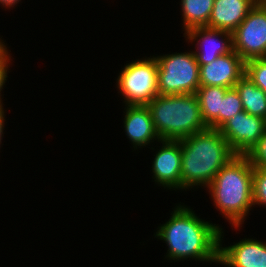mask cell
<instances>
[{"mask_svg": "<svg viewBox=\"0 0 266 267\" xmlns=\"http://www.w3.org/2000/svg\"><path fill=\"white\" fill-rule=\"evenodd\" d=\"M155 237L165 241L168 260L190 258L196 261L219 263L221 227L200 219L193 210L178 204L170 219L158 227Z\"/></svg>", "mask_w": 266, "mask_h": 267, "instance_id": "obj_1", "label": "cell"}, {"mask_svg": "<svg viewBox=\"0 0 266 267\" xmlns=\"http://www.w3.org/2000/svg\"><path fill=\"white\" fill-rule=\"evenodd\" d=\"M181 190L207 187L236 154L217 129L207 128L182 138Z\"/></svg>", "mask_w": 266, "mask_h": 267, "instance_id": "obj_2", "label": "cell"}, {"mask_svg": "<svg viewBox=\"0 0 266 267\" xmlns=\"http://www.w3.org/2000/svg\"><path fill=\"white\" fill-rule=\"evenodd\" d=\"M254 167L246 155H236L207 186L216 209L235 229L246 220L253 206Z\"/></svg>", "mask_w": 266, "mask_h": 267, "instance_id": "obj_3", "label": "cell"}, {"mask_svg": "<svg viewBox=\"0 0 266 267\" xmlns=\"http://www.w3.org/2000/svg\"><path fill=\"white\" fill-rule=\"evenodd\" d=\"M147 107L161 140H180L208 128L195 93L159 94Z\"/></svg>", "mask_w": 266, "mask_h": 267, "instance_id": "obj_4", "label": "cell"}, {"mask_svg": "<svg viewBox=\"0 0 266 267\" xmlns=\"http://www.w3.org/2000/svg\"><path fill=\"white\" fill-rule=\"evenodd\" d=\"M161 95L194 94L200 87L199 65L193 51L155 57Z\"/></svg>", "mask_w": 266, "mask_h": 267, "instance_id": "obj_5", "label": "cell"}, {"mask_svg": "<svg viewBox=\"0 0 266 267\" xmlns=\"http://www.w3.org/2000/svg\"><path fill=\"white\" fill-rule=\"evenodd\" d=\"M121 70L116 81L125 105H148L159 95L155 56L134 60Z\"/></svg>", "mask_w": 266, "mask_h": 267, "instance_id": "obj_6", "label": "cell"}, {"mask_svg": "<svg viewBox=\"0 0 266 267\" xmlns=\"http://www.w3.org/2000/svg\"><path fill=\"white\" fill-rule=\"evenodd\" d=\"M233 50L246 62L266 58V7L256 4L232 32Z\"/></svg>", "mask_w": 266, "mask_h": 267, "instance_id": "obj_7", "label": "cell"}, {"mask_svg": "<svg viewBox=\"0 0 266 267\" xmlns=\"http://www.w3.org/2000/svg\"><path fill=\"white\" fill-rule=\"evenodd\" d=\"M236 155H247L265 133L264 119L245 110L235 114L219 129Z\"/></svg>", "mask_w": 266, "mask_h": 267, "instance_id": "obj_8", "label": "cell"}, {"mask_svg": "<svg viewBox=\"0 0 266 267\" xmlns=\"http://www.w3.org/2000/svg\"><path fill=\"white\" fill-rule=\"evenodd\" d=\"M184 37L189 40L188 42L196 41L198 51L193 52L199 66L211 63L217 57L233 50L232 33L225 30L212 29L206 26L195 27L184 33Z\"/></svg>", "mask_w": 266, "mask_h": 267, "instance_id": "obj_9", "label": "cell"}, {"mask_svg": "<svg viewBox=\"0 0 266 267\" xmlns=\"http://www.w3.org/2000/svg\"><path fill=\"white\" fill-rule=\"evenodd\" d=\"M245 75V61L234 51L199 66L200 86L233 88Z\"/></svg>", "mask_w": 266, "mask_h": 267, "instance_id": "obj_10", "label": "cell"}, {"mask_svg": "<svg viewBox=\"0 0 266 267\" xmlns=\"http://www.w3.org/2000/svg\"><path fill=\"white\" fill-rule=\"evenodd\" d=\"M162 147L152 162L155 183L170 190L181 189L182 149L179 140H161Z\"/></svg>", "mask_w": 266, "mask_h": 267, "instance_id": "obj_11", "label": "cell"}, {"mask_svg": "<svg viewBox=\"0 0 266 267\" xmlns=\"http://www.w3.org/2000/svg\"><path fill=\"white\" fill-rule=\"evenodd\" d=\"M222 228L219 235V264L228 267H266V243L247 239L222 247Z\"/></svg>", "mask_w": 266, "mask_h": 267, "instance_id": "obj_12", "label": "cell"}, {"mask_svg": "<svg viewBox=\"0 0 266 267\" xmlns=\"http://www.w3.org/2000/svg\"><path fill=\"white\" fill-rule=\"evenodd\" d=\"M124 128L134 150L154 140L161 141L156 133L153 119L147 105H125Z\"/></svg>", "mask_w": 266, "mask_h": 267, "instance_id": "obj_13", "label": "cell"}, {"mask_svg": "<svg viewBox=\"0 0 266 267\" xmlns=\"http://www.w3.org/2000/svg\"><path fill=\"white\" fill-rule=\"evenodd\" d=\"M256 5V0H214L206 27L233 32Z\"/></svg>", "mask_w": 266, "mask_h": 267, "instance_id": "obj_14", "label": "cell"}, {"mask_svg": "<svg viewBox=\"0 0 266 267\" xmlns=\"http://www.w3.org/2000/svg\"><path fill=\"white\" fill-rule=\"evenodd\" d=\"M239 93L243 109L263 119L266 117V93L244 75L234 86Z\"/></svg>", "mask_w": 266, "mask_h": 267, "instance_id": "obj_15", "label": "cell"}, {"mask_svg": "<svg viewBox=\"0 0 266 267\" xmlns=\"http://www.w3.org/2000/svg\"><path fill=\"white\" fill-rule=\"evenodd\" d=\"M180 5L185 33L189 29L208 25L214 0H181Z\"/></svg>", "mask_w": 266, "mask_h": 267, "instance_id": "obj_16", "label": "cell"}, {"mask_svg": "<svg viewBox=\"0 0 266 267\" xmlns=\"http://www.w3.org/2000/svg\"><path fill=\"white\" fill-rule=\"evenodd\" d=\"M228 89L221 86H200L196 91L202 118L207 127L219 116L221 99Z\"/></svg>", "mask_w": 266, "mask_h": 267, "instance_id": "obj_17", "label": "cell"}, {"mask_svg": "<svg viewBox=\"0 0 266 267\" xmlns=\"http://www.w3.org/2000/svg\"><path fill=\"white\" fill-rule=\"evenodd\" d=\"M244 111L238 91L235 87L229 88L221 99V111L219 116L208 126L211 129H219L227 120L235 114Z\"/></svg>", "mask_w": 266, "mask_h": 267, "instance_id": "obj_18", "label": "cell"}, {"mask_svg": "<svg viewBox=\"0 0 266 267\" xmlns=\"http://www.w3.org/2000/svg\"><path fill=\"white\" fill-rule=\"evenodd\" d=\"M245 75L266 93V58H255L246 61Z\"/></svg>", "mask_w": 266, "mask_h": 267, "instance_id": "obj_19", "label": "cell"}, {"mask_svg": "<svg viewBox=\"0 0 266 267\" xmlns=\"http://www.w3.org/2000/svg\"><path fill=\"white\" fill-rule=\"evenodd\" d=\"M253 204L266 206V168L254 167Z\"/></svg>", "mask_w": 266, "mask_h": 267, "instance_id": "obj_20", "label": "cell"}, {"mask_svg": "<svg viewBox=\"0 0 266 267\" xmlns=\"http://www.w3.org/2000/svg\"><path fill=\"white\" fill-rule=\"evenodd\" d=\"M246 156L253 167L266 168V132Z\"/></svg>", "mask_w": 266, "mask_h": 267, "instance_id": "obj_21", "label": "cell"}, {"mask_svg": "<svg viewBox=\"0 0 266 267\" xmlns=\"http://www.w3.org/2000/svg\"><path fill=\"white\" fill-rule=\"evenodd\" d=\"M10 60H11L10 53L7 50L5 43H3L0 46V106L3 105L2 98H1V96H2L1 91L3 89V86L6 83V80H7L6 78L8 77L7 72H9L8 71V69H9L8 65H10V63H9Z\"/></svg>", "mask_w": 266, "mask_h": 267, "instance_id": "obj_22", "label": "cell"}, {"mask_svg": "<svg viewBox=\"0 0 266 267\" xmlns=\"http://www.w3.org/2000/svg\"><path fill=\"white\" fill-rule=\"evenodd\" d=\"M5 112H4V110H3V105L2 106H0V146H1V140H2V134H3V129H4V118H5V114H4Z\"/></svg>", "mask_w": 266, "mask_h": 267, "instance_id": "obj_23", "label": "cell"}, {"mask_svg": "<svg viewBox=\"0 0 266 267\" xmlns=\"http://www.w3.org/2000/svg\"><path fill=\"white\" fill-rule=\"evenodd\" d=\"M21 0H0V4L4 6L5 8H12L14 5L19 3Z\"/></svg>", "mask_w": 266, "mask_h": 267, "instance_id": "obj_24", "label": "cell"}, {"mask_svg": "<svg viewBox=\"0 0 266 267\" xmlns=\"http://www.w3.org/2000/svg\"><path fill=\"white\" fill-rule=\"evenodd\" d=\"M256 4L266 7V0H256Z\"/></svg>", "mask_w": 266, "mask_h": 267, "instance_id": "obj_25", "label": "cell"}, {"mask_svg": "<svg viewBox=\"0 0 266 267\" xmlns=\"http://www.w3.org/2000/svg\"><path fill=\"white\" fill-rule=\"evenodd\" d=\"M264 124H265V132H266V117L264 119Z\"/></svg>", "mask_w": 266, "mask_h": 267, "instance_id": "obj_26", "label": "cell"}, {"mask_svg": "<svg viewBox=\"0 0 266 267\" xmlns=\"http://www.w3.org/2000/svg\"><path fill=\"white\" fill-rule=\"evenodd\" d=\"M3 40H1V38H0V46L4 43V41L2 42Z\"/></svg>", "mask_w": 266, "mask_h": 267, "instance_id": "obj_27", "label": "cell"}]
</instances>
